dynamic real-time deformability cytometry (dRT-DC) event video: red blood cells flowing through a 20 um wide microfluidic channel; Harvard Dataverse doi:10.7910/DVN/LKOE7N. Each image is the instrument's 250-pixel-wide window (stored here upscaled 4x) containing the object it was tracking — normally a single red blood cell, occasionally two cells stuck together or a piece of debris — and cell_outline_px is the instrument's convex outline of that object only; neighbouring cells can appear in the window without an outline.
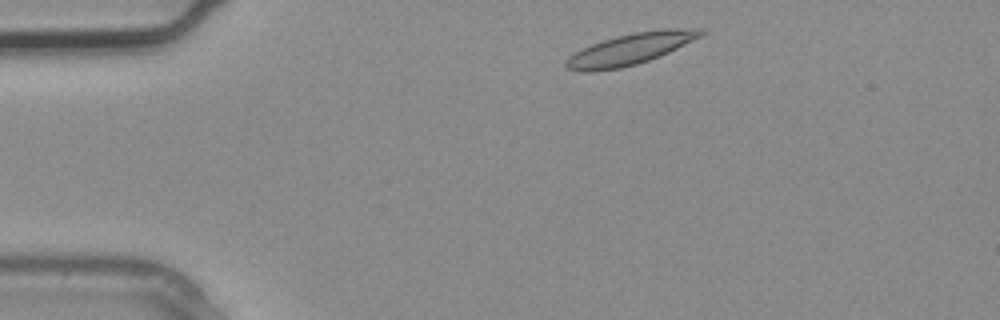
{"species": "common noctule bat (a hibernating species)", "species_latin": "Nyctalus noctula", "temperature_condition": "warm", "stored_images_in_passage": 2, "camera_frame_rate_fps": 3000, "um_per_image_px": 0.085, "animal": {"sex": "male", "body_mass_g": 20.4}, "frame": {"image": 1, "passage_image": 1, "time_ms": 0.0, "image_size_px": [1000, 320], "cell_outline_px": [[708, 32], [660, 56], [636, 64], [620, 68], [592, 72], [584, 72], [568, 68], [564, 64], [568, 56], [592, 44], [616, 36], [632, 32], [668, 28], [704, 28]], "centroid_in_image_um": [53.6, 4.15], "position_along_channel_um": 31.4, "area_um2": 24.39}}
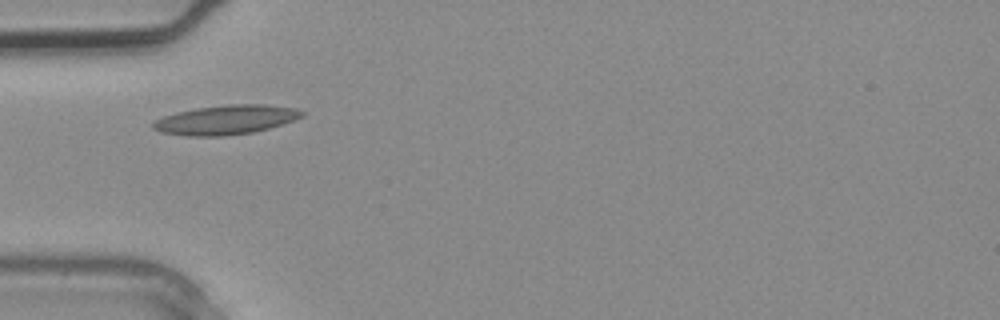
{"frame": {"image": 2, "passage_image": 2, "time_ms": 0.333, "image_size_px": [1000, 320], "cell_outline_px": [[304, 116], [268, 128], [252, 132], [224, 136], [184, 136], [160, 132], [152, 128], [152, 124], [156, 120], [164, 116], [176, 112], [196, 108], [228, 104], [264, 104], [296, 108], [304, 112]], "centroid_in_image_um": [19.17, 10.18], "position_along_channel_um": 65.8, "area_um2": 25.37}}